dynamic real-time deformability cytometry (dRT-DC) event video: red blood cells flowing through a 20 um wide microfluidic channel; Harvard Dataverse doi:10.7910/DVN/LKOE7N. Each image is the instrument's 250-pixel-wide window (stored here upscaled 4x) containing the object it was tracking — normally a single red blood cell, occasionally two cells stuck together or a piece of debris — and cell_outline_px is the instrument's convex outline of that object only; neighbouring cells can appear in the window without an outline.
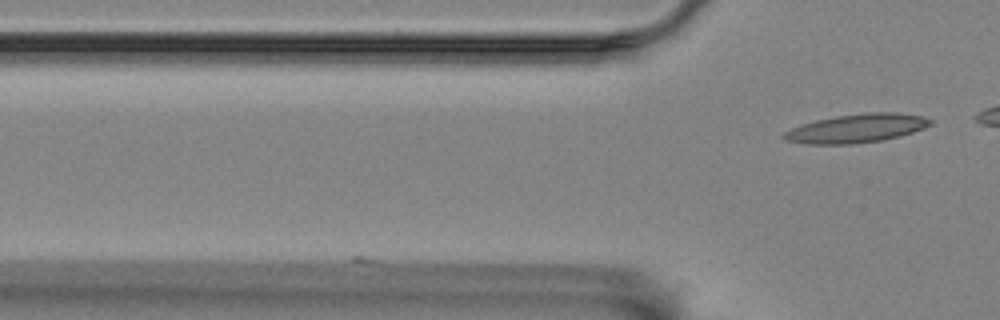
{"species": "Egyptian fruit bat (a non-hibernating species)", "species_latin": "Rousettus aegyptiacus", "temperature_condition": "room temperature", "stored_images_in_passage": 5, "camera_frame_rate_fps": 3000, "um_per_image_px": 0.085, "animal": {"sex": "female"}, "frame": {"image": 1, "passage_image": 5, "time_ms": 1.333, "image_size_px": [1000, 320], "cell_outline_px": [[932, 124], [924, 128], [900, 136], [884, 140], [852, 144], [804, 144], [784, 140], [780, 136], [784, 132], [792, 128], [816, 120], [836, 116], [868, 112], [896, 112], [920, 116], [932, 120]], "centroid_in_image_um": [72.79, 10.92], "position_along_channel_um": 53.0, "area_um2": 24.45}}